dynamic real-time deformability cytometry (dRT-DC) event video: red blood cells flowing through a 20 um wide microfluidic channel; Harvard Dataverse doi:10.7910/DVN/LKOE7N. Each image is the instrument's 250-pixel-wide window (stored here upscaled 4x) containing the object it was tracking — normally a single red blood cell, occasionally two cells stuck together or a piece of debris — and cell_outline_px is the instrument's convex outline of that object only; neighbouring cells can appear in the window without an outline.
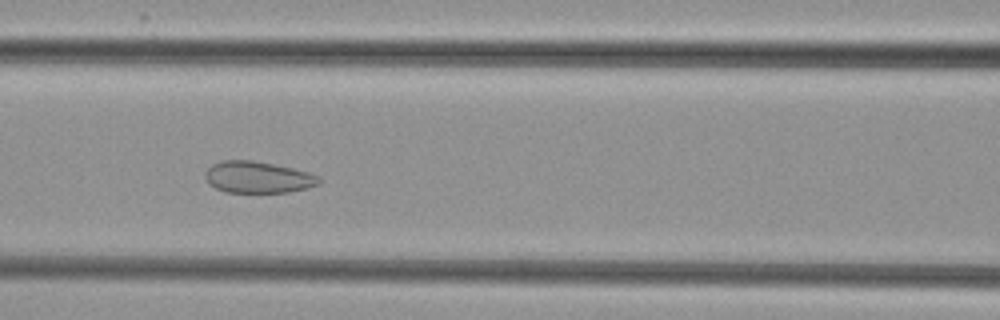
{"species": "common noctule bat (a hibernating species)", "species_latin": "Nyctalus noctula", "temperature_condition": "cold", "stored_images_in_passage": 7, "camera_frame_rate_fps": 3000, "um_per_image_px": 0.085, "animal": {"sex": "female", "body_mass_g": 29.2, "forearm_length_mm": 56.3}, "frame": {"image": 1, "passage_image": 6, "time_ms": 6.0, "image_size_px": [1000, 320], "cell_outline_px": [[320, 184], [308, 188], [288, 192], [224, 192], [208, 184], [204, 176], [204, 172], [212, 164], [224, 160], [252, 160], [292, 168], [308, 172], [320, 176]], "centroid_in_image_um": [21.9, 15.07], "position_along_channel_um": 144.7, "area_um2": 21.04}}
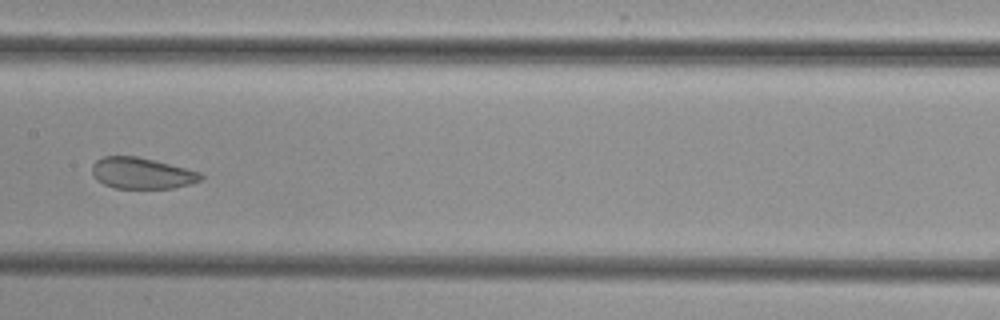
{"frame": {"image": 2, "passage_image": 7, "time_ms": 7.333, "image_size_px": [1000, 320], "cell_outline_px": [[204, 176], [200, 180], [188, 184], [172, 188], [116, 188], [104, 184], [96, 180], [92, 172], [92, 164], [96, 160], [104, 156], [136, 156], [200, 172]], "centroid_in_image_um": [12.0, 14.72], "position_along_channel_um": 195.4, "area_um2": 19.48}}